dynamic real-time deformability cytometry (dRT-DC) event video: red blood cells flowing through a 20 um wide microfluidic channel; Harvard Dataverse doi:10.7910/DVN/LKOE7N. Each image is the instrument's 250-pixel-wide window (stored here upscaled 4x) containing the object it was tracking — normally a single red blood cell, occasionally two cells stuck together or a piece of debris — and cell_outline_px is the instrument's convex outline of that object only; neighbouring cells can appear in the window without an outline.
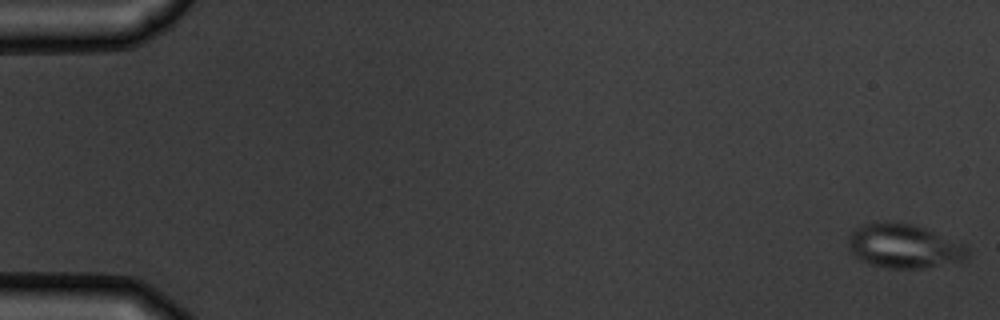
{"species": "common noctule bat (a hibernating species)", "species_latin": "Nyctalus noctula", "temperature_condition": "warm", "stored_images_in_passage": 7, "camera_frame_rate_fps": 3000, "um_per_image_px": 0.085, "animal": {"sex": "male", "body_mass_g": 19.5, "forearm_length_mm": 54.6}, "frame": {"image": 1, "passage_image": 1, "time_ms": 0.0, "image_size_px": [1000, 320], "cell_outline_px": [[968, 260], [924, 268], [888, 268], [868, 264], [860, 260], [848, 248], [848, 236], [856, 228], [864, 224], [888, 220], [912, 224], [924, 228], [964, 244], [968, 248]], "centroid_in_image_um": [76.83, 20.92], "position_along_channel_um": 8.2, "area_um2": 30.87}}